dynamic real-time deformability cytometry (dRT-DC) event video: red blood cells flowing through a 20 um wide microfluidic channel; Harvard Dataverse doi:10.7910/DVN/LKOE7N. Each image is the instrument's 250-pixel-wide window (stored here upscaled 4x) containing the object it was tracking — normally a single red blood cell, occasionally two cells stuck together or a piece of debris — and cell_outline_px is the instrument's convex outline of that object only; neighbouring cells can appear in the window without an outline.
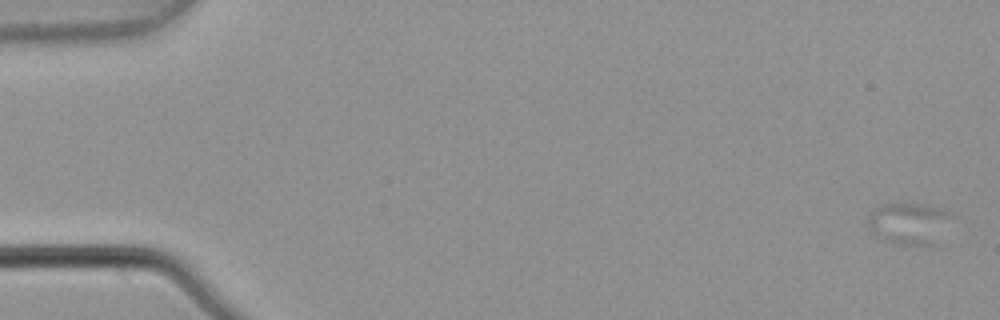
{"species": "common noctule bat (a hibernating species)", "species_latin": "Nyctalus noctula", "temperature_condition": "warm", "stored_images_in_passage": 6, "camera_frame_rate_fps": 3000, "um_per_image_px": 0.085, "animal": {"sex": "male", "body_mass_g": 21.5, "forearm_length_mm": 52.0}, "frame": {"image": 1, "passage_image": 1, "time_ms": 0.0, "image_size_px": [1000, 320], "cell_outline_px": [[956, 216], [932, 244], [900, 244], [876, 236], [872, 232], [868, 220], [868, 212], [872, 208], [880, 204], [920, 204], [940, 208], [952, 212]], "centroid_in_image_um": [77.27, 18.94], "position_along_channel_um": 7.7, "area_um2": 20.11}}
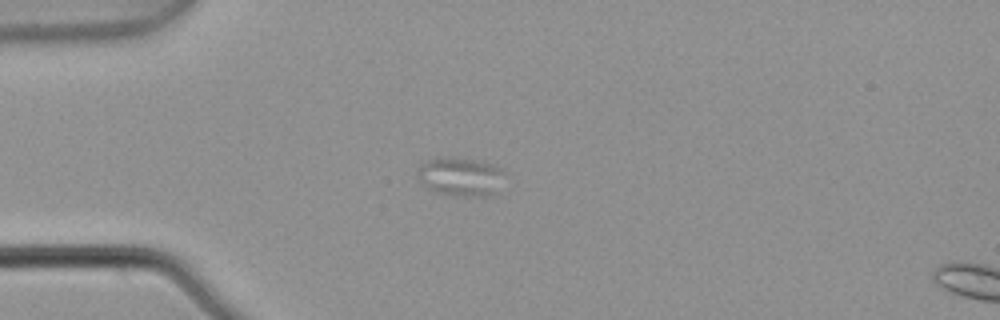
{"frame": {"image": 2, "passage_image": 5, "time_ms": 1.333, "image_size_px": [1000, 320], "cell_outline_px": [[504, 172], [492, 192], [488, 196], [456, 196], [436, 192], [428, 188], [416, 176], [420, 164], [428, 160], [476, 160], [492, 164], [500, 168]], "centroid_in_image_um": [39.09, 15.05], "position_along_channel_um": 45.9, "area_um2": 18.5}}